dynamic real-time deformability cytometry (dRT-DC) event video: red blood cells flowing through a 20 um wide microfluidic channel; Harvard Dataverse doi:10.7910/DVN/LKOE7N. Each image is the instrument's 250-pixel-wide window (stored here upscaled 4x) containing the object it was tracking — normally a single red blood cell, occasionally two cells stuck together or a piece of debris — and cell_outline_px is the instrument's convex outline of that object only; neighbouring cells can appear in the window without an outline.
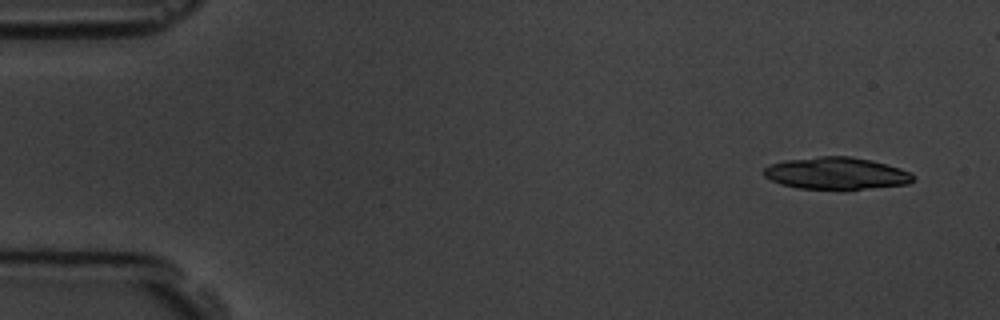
{"species": "common noctule bat (a hibernating species)", "species_latin": "Nyctalus noctula", "temperature_condition": "room temperature", "stored_images_in_passage": 5, "segment_of_instrument_passage": [1, 2], "camera_frame_rate_fps": 3000, "um_per_image_px": 0.085, "animal": {"sex": "male", "body_mass_g": 19.5, "forearm_length_mm": 54.6}, "frame": {"image": 1, "passage_image": 1, "time_ms": 0.0, "image_size_px": [1000, 320], "cell_outline_px": [[916, 180], [908, 184], [844, 192], [840, 192], [796, 188], [780, 184], [764, 176], [760, 172], [764, 168], [772, 164], [784, 160], [820, 156], [852, 156], [872, 160], [900, 168], [912, 172], [916, 176]], "centroid_in_image_um": [71.13, 14.78], "position_along_channel_um": 13.9, "area_um2": 29.25}}